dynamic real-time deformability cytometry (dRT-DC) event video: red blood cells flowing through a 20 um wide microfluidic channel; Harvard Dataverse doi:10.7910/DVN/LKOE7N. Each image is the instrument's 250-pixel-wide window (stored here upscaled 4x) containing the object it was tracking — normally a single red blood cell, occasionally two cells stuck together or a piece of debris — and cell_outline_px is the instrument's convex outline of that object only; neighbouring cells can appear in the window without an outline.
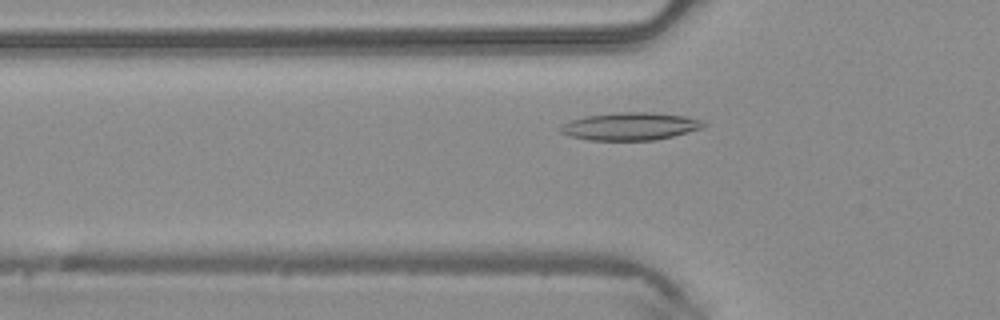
{"species": "common noctule bat (a hibernating species)", "species_latin": "Nyctalus noctula", "temperature_condition": "warm", "stored_images_in_passage": 42, "camera_frame_rate_fps": 3000, "um_per_image_px": 0.085, "animal": {"sex": "male", "body_mass_g": 20.4}, "frame": {"image": 1, "passage_image": 11, "time_ms": 3.333, "image_size_px": [1000, 320], "cell_outline_px": [[708, 124], [704, 128], [656, 140], [588, 140], [572, 136], [560, 132], [560, 128], [564, 124], [572, 120], [588, 116], [620, 112], [652, 112], [684, 116], [704, 120]], "centroid_in_image_um": [53.66, 10.74], "position_along_channel_um": 72.1, "area_um2": 22.95}}
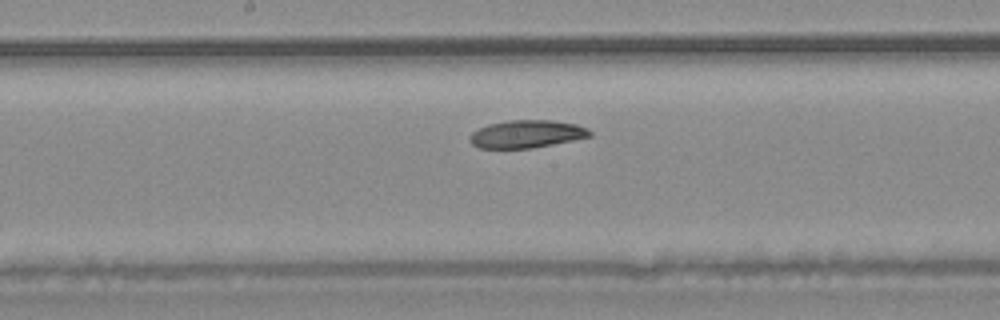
{"frame": {"image": 2, "passage_image": 20, "time_ms": 6.333, "image_size_px": [1000, 320], "cell_outline_px": [[592, 136], [532, 148], [480, 148], [472, 144], [468, 140], [468, 136], [472, 132], [488, 124], [508, 120], [552, 120], [576, 124], [588, 128], [592, 132]], "centroid_in_image_um": [44.75, 11.38], "position_along_channel_um": 203.4, "area_um2": 19.42}}
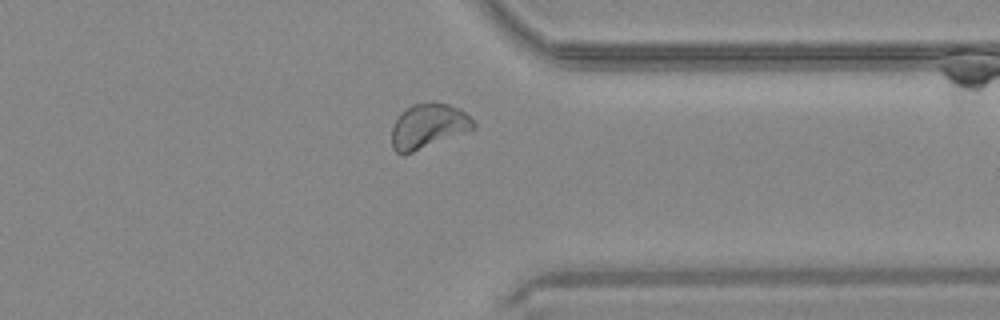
{"frame": {"image": 3, "passage_image": 32, "time_ms": 10.333, "image_size_px": [1000, 320], "cell_outline_px": [[476, 128], [412, 152], [396, 152], [392, 148], [392, 128], [400, 112], [412, 104], [436, 100], [460, 108], [476, 124]], "centroid_in_image_um": [36.41, 10.66], "position_along_channel_um": 375.0, "area_um2": 21.21}}